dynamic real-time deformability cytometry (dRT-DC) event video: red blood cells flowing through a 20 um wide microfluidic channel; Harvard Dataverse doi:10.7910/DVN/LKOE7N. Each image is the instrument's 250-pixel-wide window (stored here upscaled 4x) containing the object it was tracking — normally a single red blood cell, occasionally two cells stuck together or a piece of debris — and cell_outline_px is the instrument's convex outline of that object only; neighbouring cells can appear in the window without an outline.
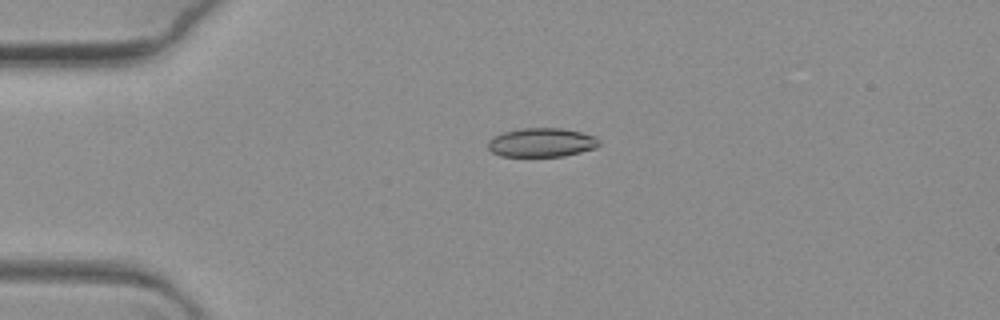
{"species": "common noctule bat (a hibernating species)", "species_latin": "Nyctalus noctula", "temperature_condition": "warm", "stored_images_in_passage": 3, "camera_frame_rate_fps": 3000, "um_per_image_px": 0.085, "animal": {"sex": "female", "body_mass_g": 19.3, "forearm_length_mm": 54.1}, "frame": {"image": 1, "passage_image": 2, "time_ms": 0.333, "image_size_px": [1000, 320], "cell_outline_px": [[600, 144], [596, 148], [564, 156], [500, 156], [492, 152], [488, 148], [488, 140], [492, 136], [504, 132], [524, 128], [560, 128], [580, 132], [596, 136], [600, 140]], "centroid_in_image_um": [46.04, 12.11], "position_along_channel_um": 39.0, "area_um2": 18.79}}